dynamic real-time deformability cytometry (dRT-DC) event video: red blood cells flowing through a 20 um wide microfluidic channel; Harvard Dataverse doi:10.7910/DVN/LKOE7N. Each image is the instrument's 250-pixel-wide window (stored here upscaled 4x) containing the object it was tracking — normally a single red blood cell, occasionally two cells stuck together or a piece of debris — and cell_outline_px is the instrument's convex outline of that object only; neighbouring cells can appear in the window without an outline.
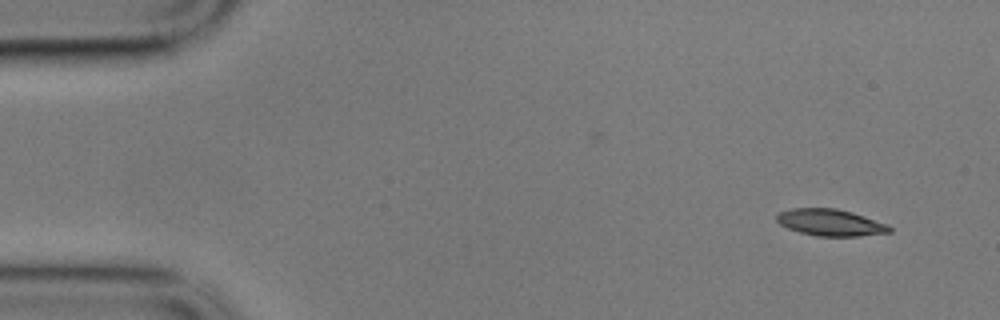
{"species": "common noctule bat (a hibernating species)", "species_latin": "Nyctalus noctula", "temperature_condition": "cold", "stored_images_in_passage": 4, "camera_frame_rate_fps": 3000, "um_per_image_px": 0.085, "animal": {"sex": "male", "body_mass_g": 17.9}, "frame": {"image": 1, "passage_image": 1, "time_ms": 0.0, "image_size_px": [1000, 320], "cell_outline_px": [[892, 232], [860, 236], [816, 236], [800, 232], [788, 228], [780, 224], [776, 220], [776, 216], [780, 212], [792, 208], [836, 208], [852, 212], [888, 224], [892, 228]], "centroid_in_image_um": [70.6, 18.91], "position_along_channel_um": 14.4, "area_um2": 17.57}}
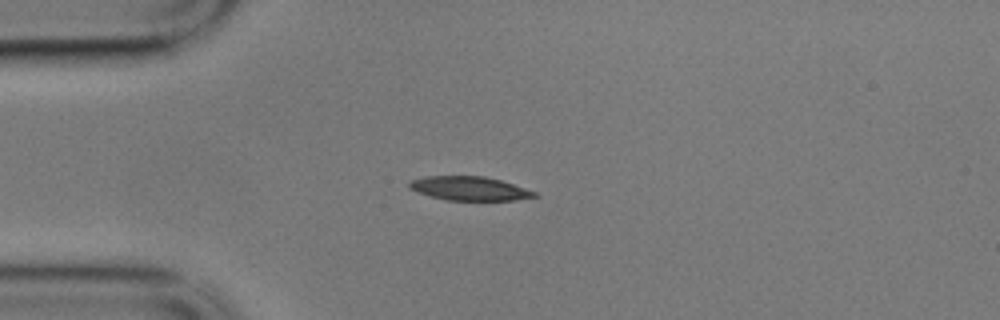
{"frame": {"image": 2, "passage_image": 3, "time_ms": 0.667, "image_size_px": [1000, 320], "cell_outline_px": [[540, 196], [516, 200], [448, 200], [432, 196], [408, 188], [408, 184], [412, 180], [428, 176], [484, 176], [500, 180], [536, 192]], "centroid_in_image_um": [39.94, 16.02], "position_along_channel_um": 45.1, "area_um2": 17.17}}